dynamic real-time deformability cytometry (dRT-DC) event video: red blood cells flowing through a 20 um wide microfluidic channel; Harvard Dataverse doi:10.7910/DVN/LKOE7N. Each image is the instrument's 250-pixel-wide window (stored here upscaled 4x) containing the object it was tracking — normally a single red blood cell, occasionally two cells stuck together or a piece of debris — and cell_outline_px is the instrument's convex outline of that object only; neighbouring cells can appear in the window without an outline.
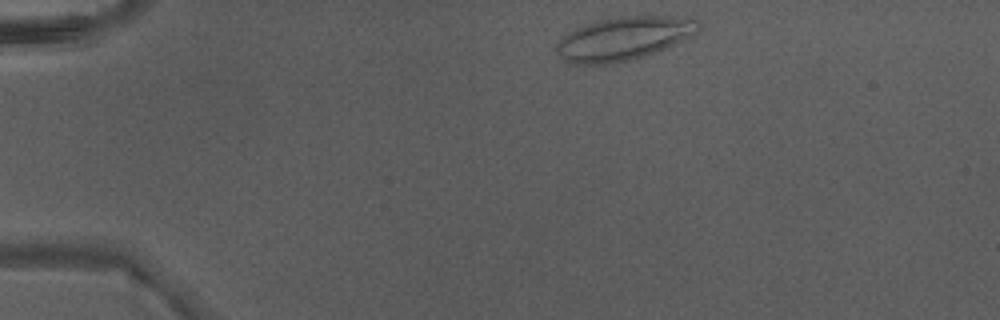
{"species": "Egyptian fruit bat (a non-hibernating species)", "species_latin": "Rousettus aegyptiacus", "temperature_condition": "warm", "stored_images_in_passage": 39, "camera_frame_rate_fps": 3000, "um_per_image_px": 0.085, "animal": {"sex": "male"}, "frame": {"image": 1, "passage_image": 1, "time_ms": 0.0, "image_size_px": [1000, 320], "cell_outline_px": [[700, 28], [696, 32], [668, 48], [644, 56], [628, 60], [608, 64], [576, 64], [564, 60], [556, 52], [556, 44], [568, 32], [576, 28], [596, 20], [628, 16], [696, 16], [700, 20]], "centroid_in_image_um": [53.07, 3.25], "position_along_channel_um": 31.9, "area_um2": 36.01}}
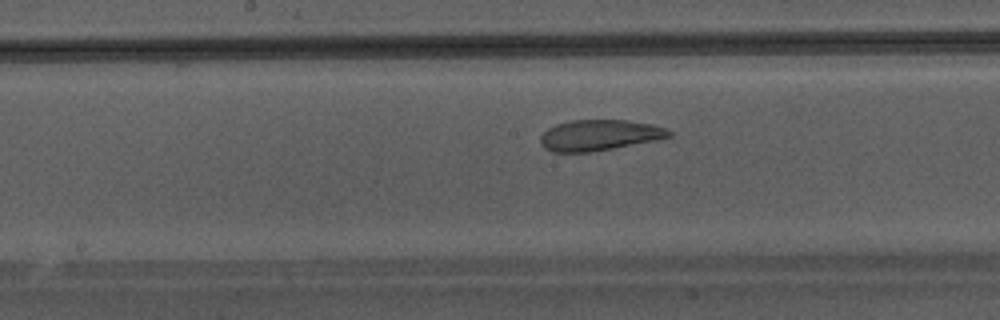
{"frame": {"image": 2, "passage_image": 17, "time_ms": 5.333, "image_size_px": [1000, 320], "cell_outline_px": [[672, 136], [656, 140], [612, 148], [588, 152], [552, 152], [544, 148], [540, 140], [540, 136], [548, 128], [556, 124], [568, 120], [628, 120], [648, 124], [664, 128], [672, 132]], "centroid_in_image_um": [50.9, 11.48], "position_along_channel_um": 197.3, "area_um2": 22.89}}